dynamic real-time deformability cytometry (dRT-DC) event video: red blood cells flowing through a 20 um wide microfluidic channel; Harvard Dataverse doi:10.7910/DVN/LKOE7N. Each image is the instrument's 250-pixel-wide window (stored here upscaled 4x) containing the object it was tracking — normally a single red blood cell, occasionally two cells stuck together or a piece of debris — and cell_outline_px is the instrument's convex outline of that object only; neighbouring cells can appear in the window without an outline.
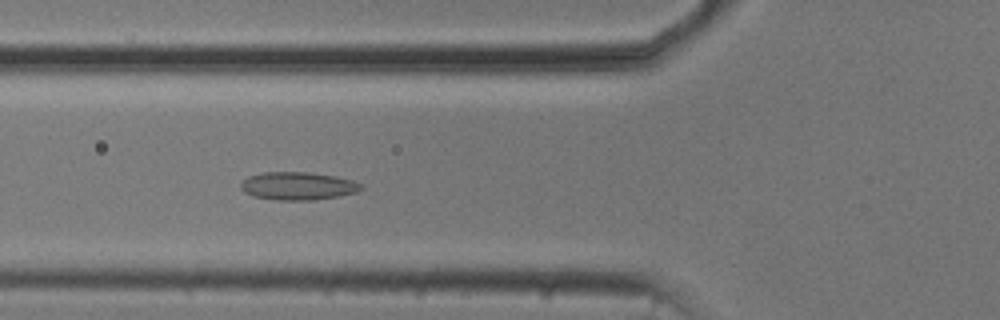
{"species": "common noctule bat (a hibernating species)", "species_latin": "Nyctalus noctula", "temperature_condition": "cold", "stored_images_in_passage": 54, "camera_frame_rate_fps": 3000, "um_per_image_px": 0.085, "animal": {"sex": "male", "body_mass_g": 20.5, "forearm_length_mm": 52.5}, "frame": {"image": 1, "passage_image": 20, "time_ms": 6.333, "image_size_px": [1000, 320], "cell_outline_px": [[364, 188], [356, 192], [340, 196], [312, 200], [276, 200], [252, 196], [244, 192], [240, 188], [240, 184], [248, 176], [264, 172], [308, 172], [332, 176], [352, 180], [360, 184]], "centroid_in_image_um": [25.29, 15.81], "position_along_channel_um": 100.5, "area_um2": 19.54}}
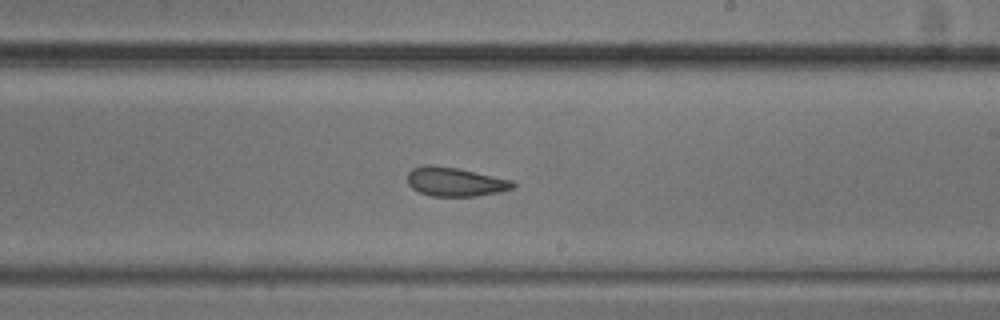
{"frame": {"image": 2, "passage_image": 32, "time_ms": 10.333, "image_size_px": [1000, 320], "cell_outline_px": [[516, 188], [500, 192], [476, 196], [432, 196], [420, 192], [412, 188], [408, 184], [408, 172], [412, 168], [424, 164], [432, 164], [460, 168], [512, 180], [516, 184]], "centroid_in_image_um": [38.7, 15.44], "position_along_channel_um": 250.3, "area_um2": 18.09}}
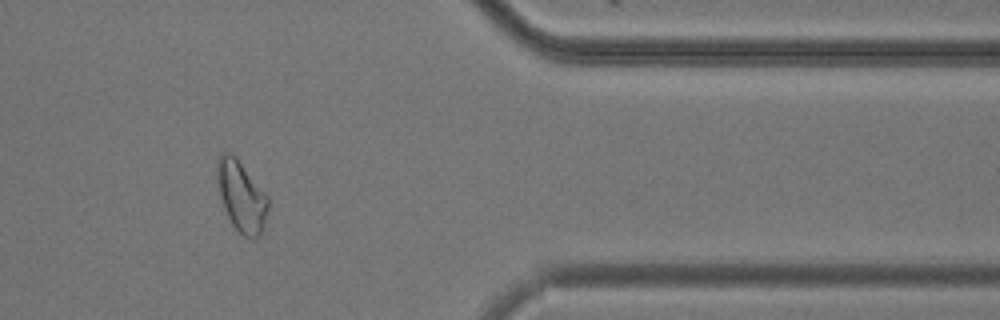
{"frame": {"image": 3, "passage_image": 45, "time_ms": 14.667, "image_size_px": [1000, 320], "cell_outline_px": [[268, 208], [260, 236], [252, 240], [244, 236], [232, 224], [224, 208], [220, 196], [216, 180], [216, 160], [220, 152], [232, 152], [236, 156], [268, 196]], "centroid_in_image_um": [20.49, 16.64], "position_along_channel_um": 390.9, "area_um2": 21.21}, "authors_computed_cell_mechanics": {"area_um2": 20.0566, "velocity_mm_per_s": 3.7486, "shape_relaxation_time_tau1_ms": null, "shape_relaxation_time_tau2_ms": 3.402, "deformation_change_tau1": null, "deformation_change_tau2": 0.099}}